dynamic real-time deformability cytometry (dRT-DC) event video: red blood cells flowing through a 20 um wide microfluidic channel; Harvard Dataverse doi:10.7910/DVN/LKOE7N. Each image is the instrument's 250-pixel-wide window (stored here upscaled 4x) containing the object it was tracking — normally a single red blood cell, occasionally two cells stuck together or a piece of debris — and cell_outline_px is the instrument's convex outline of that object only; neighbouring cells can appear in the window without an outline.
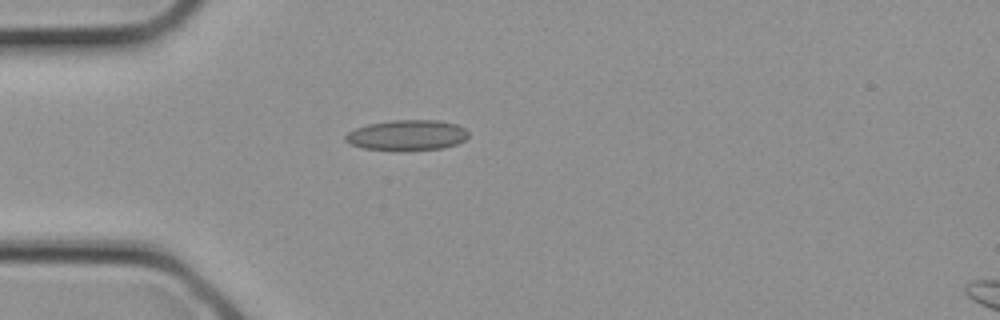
{"species": "common noctule bat (a hibernating species)", "species_latin": "Nyctalus noctula", "temperature_condition": "cold", "stored_images_in_passage": 1, "camera_frame_rate_fps": 3000, "um_per_image_px": 0.085, "animal": {"sex": "female", "body_mass_g": 21.9}, "frame": {"image": 1, "passage_image": 1, "time_ms": 0.0, "image_size_px": [1000, 320], "cell_outline_px": [[468, 136], [464, 140], [456, 144], [444, 148], [404, 152], [400, 152], [364, 148], [352, 144], [344, 140], [344, 136], [348, 132], [356, 128], [368, 124], [392, 120], [440, 120], [456, 124], [464, 128], [468, 132]], "centroid_in_image_um": [34.6, 11.51], "position_along_channel_um": 50.4, "area_um2": 22.25}}